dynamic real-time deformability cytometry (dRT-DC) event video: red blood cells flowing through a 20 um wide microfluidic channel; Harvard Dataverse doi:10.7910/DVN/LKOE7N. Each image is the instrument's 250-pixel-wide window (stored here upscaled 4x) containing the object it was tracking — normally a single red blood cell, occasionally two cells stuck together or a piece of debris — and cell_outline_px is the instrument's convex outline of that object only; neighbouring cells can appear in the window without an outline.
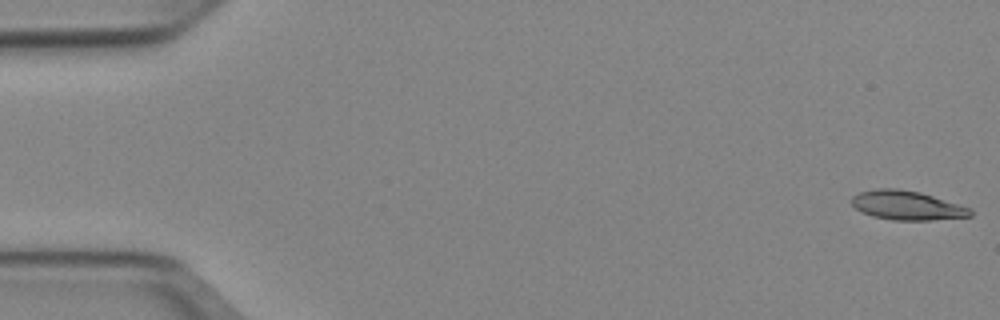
{"species": "Egyptian fruit bat (a non-hibernating species)", "species_latin": "Rousettus aegyptiacus", "temperature_condition": "cold", "stored_images_in_passage": 51, "camera_frame_rate_fps": 3000, "um_per_image_px": 0.085, "animal": {"sex": "female"}, "frame": {"image": 1, "passage_image": 1, "time_ms": 0.0, "image_size_px": [1000, 320], "cell_outline_px": [[972, 216], [932, 220], [892, 220], [872, 216], [860, 212], [852, 204], [852, 196], [860, 192], [876, 188], [896, 188], [920, 192], [972, 208]], "centroid_in_image_um": [77.09, 17.46], "position_along_channel_um": 7.9, "area_um2": 20.23}}
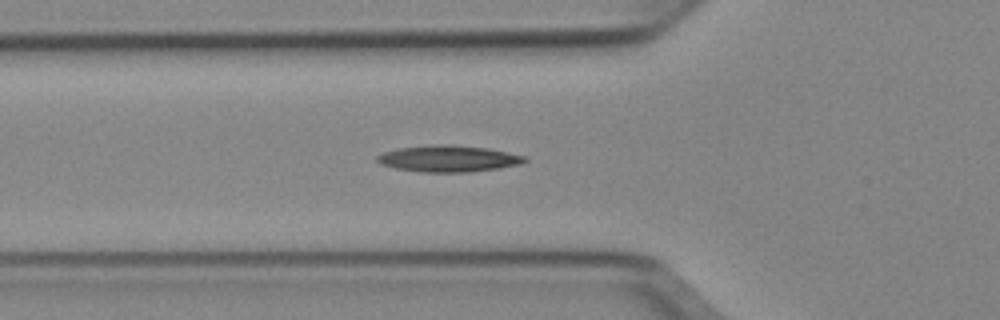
{"frame": {"image": 2, "passage_image": 18, "time_ms": 5.667, "image_size_px": [1000, 320], "cell_outline_px": [[528, 160], [520, 164], [500, 168], [472, 172], [420, 172], [396, 168], [380, 164], [376, 160], [376, 156], [384, 152], [400, 148], [432, 144], [452, 144], [488, 148], [528, 156]], "centroid_in_image_um": [38.15, 13.48], "position_along_channel_um": 87.6, "area_um2": 23.0}}
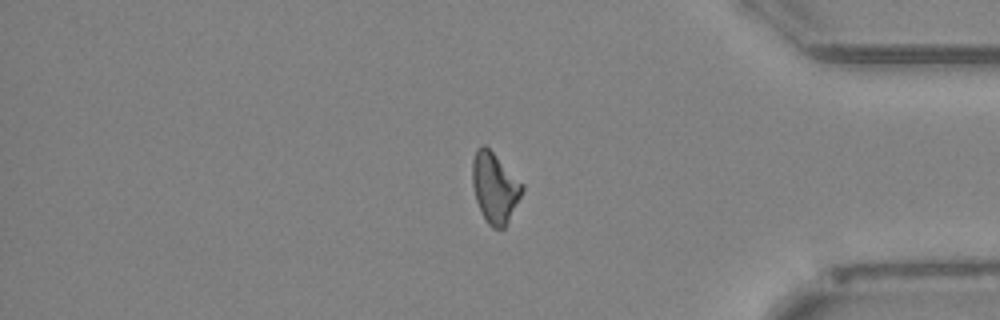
{"frame": {"image": 3, "passage_image": 43, "time_ms": 14.0, "image_size_px": [1000, 320], "cell_outline_px": [[524, 188], [504, 228], [492, 228], [488, 224], [476, 200], [472, 184], [472, 160], [476, 148], [480, 144], [484, 144], [524, 184]], "centroid_in_image_um": [42.03, 15.91], "position_along_channel_um": 393.2, "area_um2": 20.06}, "authors_computed_cell_mechanics": {"area_um2": 20.6346, "velocity_mm_per_s": 3.9529, "shape_relaxation_time_tau1_ms": null, "shape_relaxation_time_tau2_ms": 9.9451, "deformation_change_tau1": null, "deformation_change_tau2": 0.2343}}